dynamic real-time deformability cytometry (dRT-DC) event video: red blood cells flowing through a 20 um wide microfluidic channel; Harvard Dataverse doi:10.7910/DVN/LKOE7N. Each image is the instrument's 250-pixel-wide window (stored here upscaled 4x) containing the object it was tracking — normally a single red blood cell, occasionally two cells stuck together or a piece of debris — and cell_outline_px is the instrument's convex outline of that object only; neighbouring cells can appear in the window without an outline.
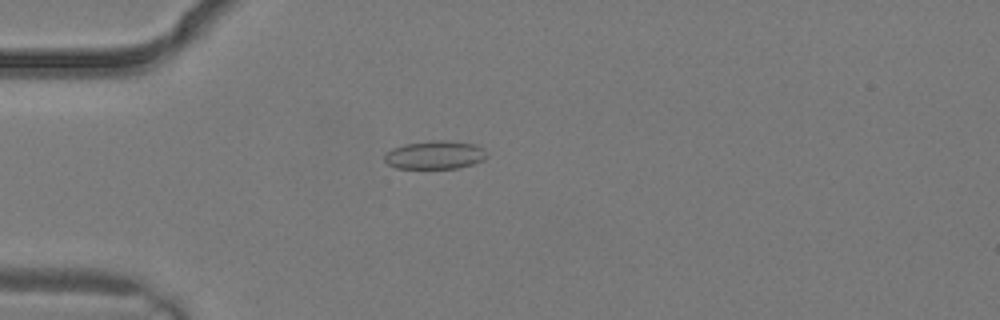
{"species": "common noctule bat (a hibernating species)", "species_latin": "Nyctalus noctula", "temperature_condition": "warm", "stored_images_in_passage": 2, "camera_frame_rate_fps": 3000, "um_per_image_px": 0.085, "animal": {"sex": "male", "body_mass_g": 19.2, "forearm_length_mm": 51.8}, "frame": {"image": 1, "passage_image": 2, "time_ms": 0.333, "image_size_px": [1000, 320], "cell_outline_px": [[488, 156], [484, 160], [472, 164], [456, 168], [396, 168], [388, 164], [384, 160], [384, 152], [392, 148], [404, 144], [428, 140], [444, 140], [476, 144], [484, 148], [488, 152]], "centroid_in_image_um": [36.98, 13.15], "position_along_channel_um": 48.0, "area_um2": 17.17}}